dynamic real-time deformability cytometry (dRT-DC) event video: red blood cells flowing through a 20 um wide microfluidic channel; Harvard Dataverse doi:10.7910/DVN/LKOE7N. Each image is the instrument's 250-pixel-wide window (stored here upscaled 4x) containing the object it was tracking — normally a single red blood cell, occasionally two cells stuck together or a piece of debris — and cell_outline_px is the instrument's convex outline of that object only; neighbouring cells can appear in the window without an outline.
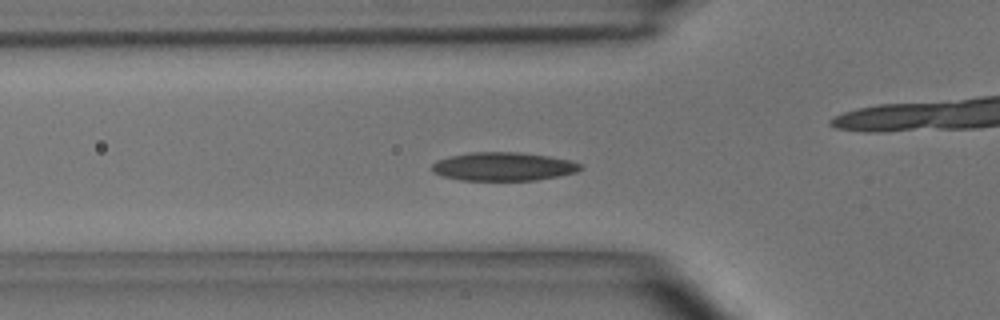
{"species": "common noctule bat (a hibernating species)", "species_latin": "Nyctalus noctula", "temperature_condition": "room temperature", "stored_images_in_passage": 49, "camera_frame_rate_fps": 3000, "um_per_image_px": 0.085, "animal": {"sex": "male", "body_mass_g": 15.6}, "frame": {"image": 1, "passage_image": 15, "time_ms": 4.667, "image_size_px": [1000, 320], "cell_outline_px": [[584, 168], [576, 172], [560, 176], [536, 180], [460, 180], [440, 176], [432, 172], [432, 164], [436, 160], [448, 156], [472, 152], [520, 152], [548, 156], [568, 160], [584, 164]], "centroid_in_image_um": [42.78, 14.15], "position_along_channel_um": 83.0, "area_um2": 24.91}, "authors_computed_cell_mechanics": {"area_um2": 23.3512, "velocity_mm_per_s": 4.0178, "shape_relaxation_time_tau1_ms": 2.6201, "shape_relaxation_time_tau2_ms": 2.3054, "deformation_change_tau1": 0.0993, "deformation_change_tau2": 0.0733}}